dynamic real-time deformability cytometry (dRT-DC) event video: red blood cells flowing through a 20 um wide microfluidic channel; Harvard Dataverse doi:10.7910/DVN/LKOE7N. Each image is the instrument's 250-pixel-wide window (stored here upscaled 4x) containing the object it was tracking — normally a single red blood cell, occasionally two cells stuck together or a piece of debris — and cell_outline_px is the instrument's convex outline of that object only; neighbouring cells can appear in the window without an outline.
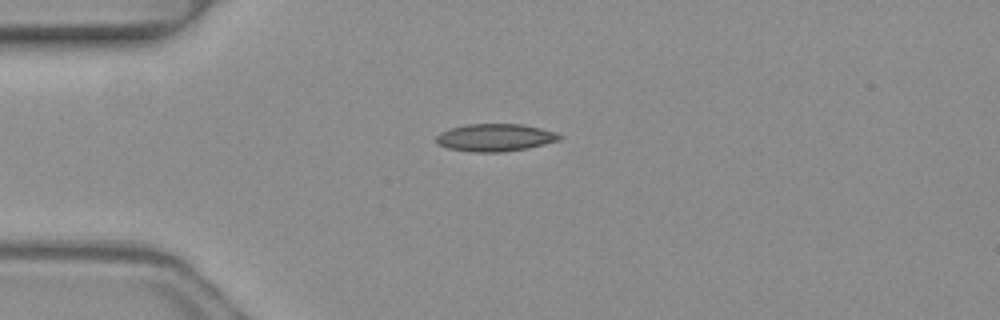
{"species": "common noctule bat (a hibernating species)", "species_latin": "Nyctalus noctula", "temperature_condition": "warm", "stored_images_in_passage": 5, "camera_frame_rate_fps": 3000, "um_per_image_px": 0.085, "animal": {"sex": "female", "body_mass_g": 19.3, "forearm_length_mm": 54.1}, "frame": {"image": 1, "passage_image": 5, "time_ms": 1.333, "image_size_px": [1000, 320], "cell_outline_px": [[564, 136], [560, 140], [528, 148], [504, 152], [472, 152], [448, 148], [436, 144], [436, 136], [440, 132], [452, 128], [468, 124], [520, 124], [540, 128], [556, 132]], "centroid_in_image_um": [42.09, 11.7], "position_along_channel_um": 42.9, "area_um2": 19.83}}